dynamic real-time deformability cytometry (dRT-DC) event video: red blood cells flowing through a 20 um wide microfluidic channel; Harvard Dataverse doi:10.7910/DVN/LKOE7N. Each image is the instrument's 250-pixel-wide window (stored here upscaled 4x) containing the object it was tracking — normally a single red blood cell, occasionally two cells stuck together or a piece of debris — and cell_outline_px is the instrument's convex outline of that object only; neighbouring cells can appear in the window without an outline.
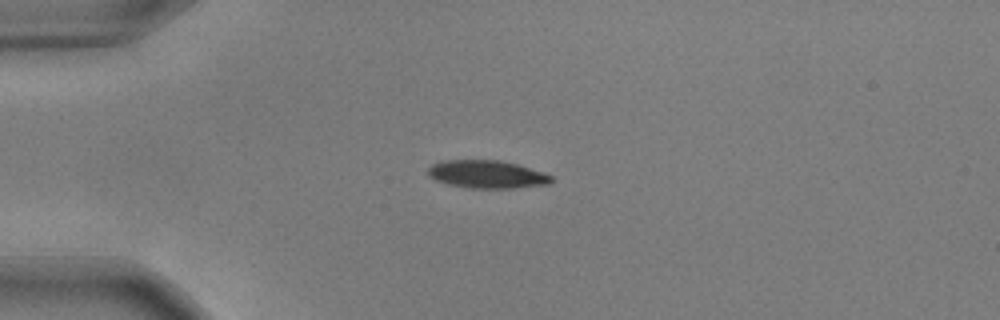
{"species": "common noctule bat (a hibernating species)", "species_latin": "Nyctalus noctula", "temperature_condition": "warm", "stored_images_in_passage": 41, "camera_frame_rate_fps": 3000, "um_per_image_px": 0.085, "animal": {"sex": "male", "body_mass_g": 17.9, "forearm_length_mm": 54.2}, "frame": {"image": 1, "passage_image": 1, "time_ms": 0.0, "image_size_px": [1000, 320], "cell_outline_px": [[552, 180], [548, 184], [512, 188], [472, 188], [448, 184], [436, 180], [428, 176], [428, 168], [432, 164], [444, 160], [500, 160], [516, 164], [552, 176]], "centroid_in_image_um": [41.34, 14.81], "position_along_channel_um": 43.7, "area_um2": 19.77}}
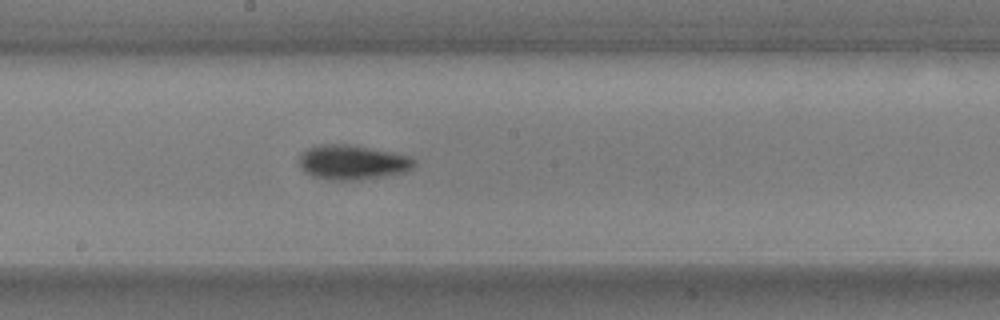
{"frame": {"image": 2, "passage_image": 17, "time_ms": 5.333, "image_size_px": [1000, 320], "cell_outline_px": [[416, 164], [412, 168], [404, 172], [360, 180], [328, 180], [312, 176], [300, 168], [300, 156], [308, 148], [320, 144], [348, 144], [392, 152], [408, 156], [416, 160]], "centroid_in_image_um": [29.95, 13.8], "position_along_channel_um": 218.2, "area_um2": 23.12}}
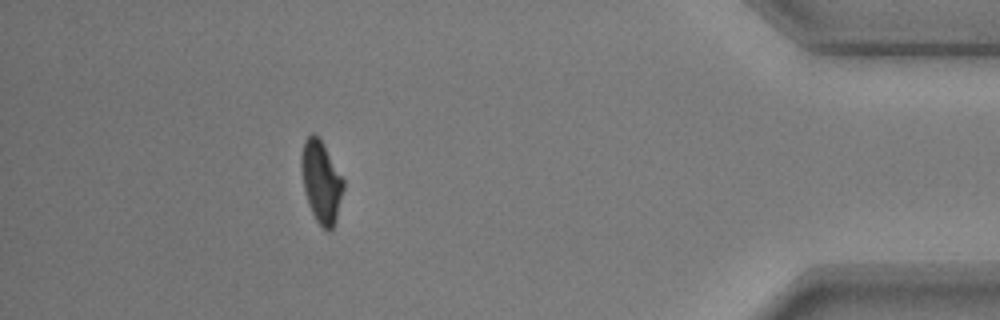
{"frame": {"image": 3, "passage_image": 36, "time_ms": 11.667, "image_size_px": [1000, 320], "cell_outline_px": [[344, 188], [336, 220], [332, 228], [328, 232], [316, 220], [308, 204], [304, 188], [300, 168], [300, 156], [304, 140], [312, 132], [320, 140], [344, 180]], "centroid_in_image_um": [27.28, 15.46], "position_along_channel_um": 407.9, "area_um2": 19.83}, "authors_computed_cell_mechanics": {"area_um2": 20.7502, "velocity_mm_per_s": 3.7358, "shape_relaxation_time_tau1_ms": 2.8023, "shape_relaxation_time_tau2_ms": 2.921, "deformation_change_tau1": 0.1672, "deformation_change_tau2": 0.0882}}